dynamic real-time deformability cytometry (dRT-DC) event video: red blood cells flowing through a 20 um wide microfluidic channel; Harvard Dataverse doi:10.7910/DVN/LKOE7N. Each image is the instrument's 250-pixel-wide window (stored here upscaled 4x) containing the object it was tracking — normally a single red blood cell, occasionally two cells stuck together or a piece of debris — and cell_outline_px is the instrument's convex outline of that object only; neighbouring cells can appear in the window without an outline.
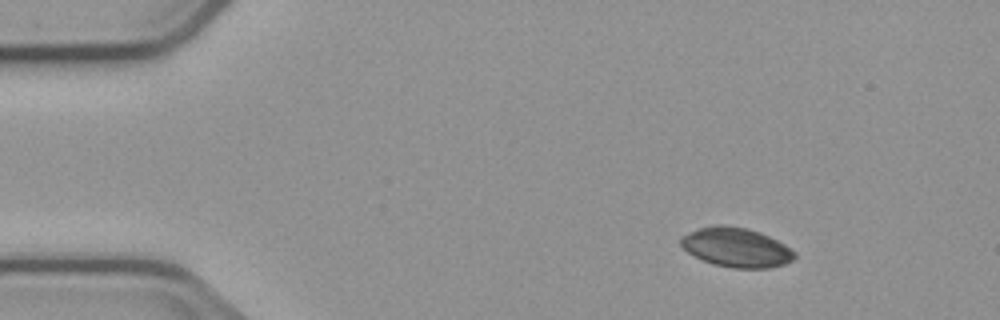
{"species": "common noctule bat (a hibernating species)", "species_latin": "Nyctalus noctula", "temperature_condition": "cold", "stored_images_in_passage": 6, "camera_frame_rate_fps": 3000, "um_per_image_px": 0.085, "animal": {"sex": "male", "body_mass_g": 23.1, "forearm_length_mm": 52.7}, "frame": {"image": 1, "passage_image": 2, "time_ms": 1.333, "image_size_px": [1000, 320], "cell_outline_px": [[796, 256], [792, 260], [784, 264], [768, 268], [732, 268], [712, 264], [688, 252], [680, 244], [680, 236], [700, 228], [712, 224], [724, 224], [748, 228], [760, 232], [784, 244], [796, 252]], "centroid_in_image_um": [62.58, 21.02], "position_along_channel_um": 22.4, "area_um2": 26.13}}
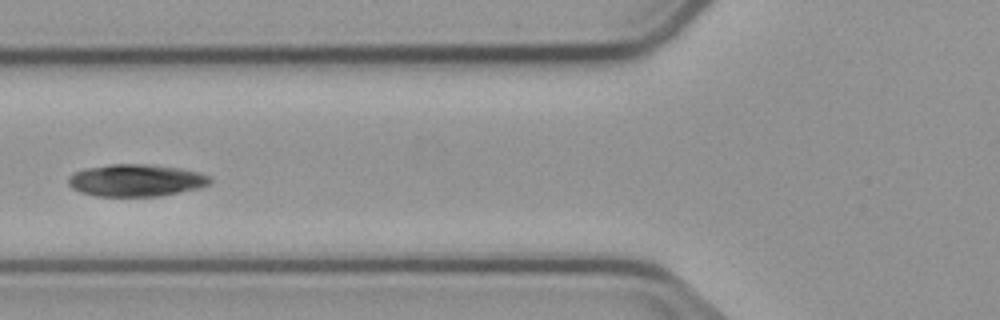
{"frame": {"image": 2, "passage_image": 6, "time_ms": 6.0, "image_size_px": [1000, 320], "cell_outline_px": [[212, 180], [208, 184], [200, 188], [160, 196], [96, 196], [80, 192], [72, 188], [68, 184], [68, 176], [72, 172], [84, 168], [112, 164], [144, 164], [176, 168], [196, 172], [208, 176]], "centroid_in_image_um": [11.49, 15.33], "position_along_channel_um": 114.3, "area_um2": 26.47}}